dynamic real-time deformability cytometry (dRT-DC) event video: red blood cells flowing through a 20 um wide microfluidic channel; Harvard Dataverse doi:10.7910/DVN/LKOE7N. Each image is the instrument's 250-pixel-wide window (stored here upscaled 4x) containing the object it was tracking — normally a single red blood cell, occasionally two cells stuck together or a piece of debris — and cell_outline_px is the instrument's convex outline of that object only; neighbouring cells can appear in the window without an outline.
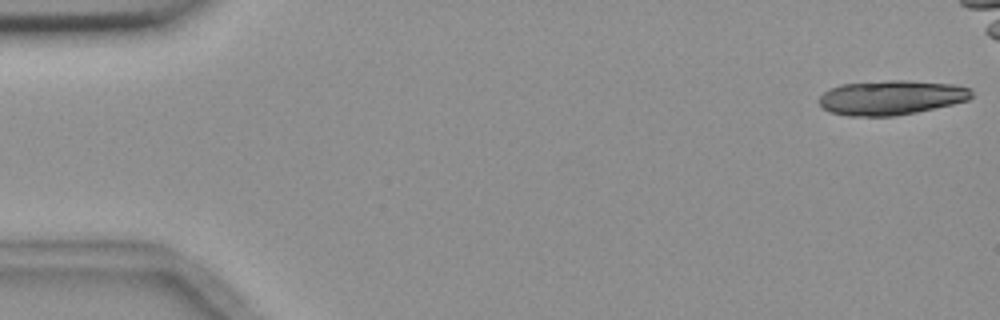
{"species": "common noctule bat (a hibernating species)", "species_latin": "Nyctalus noctula", "temperature_condition": "room temperature", "stored_images_in_passage": 8, "camera_frame_rate_fps": 3000, "um_per_image_px": 0.085, "animal": {"sex": "female", "body_mass_g": 18.4}, "frame": {"image": 1, "passage_image": 1, "time_ms": 0.0, "image_size_px": [1000, 320], "cell_outline_px": [[972, 96], [968, 100], [952, 104], [916, 112], [896, 116], [848, 116], [828, 112], [820, 104], [820, 96], [828, 88], [840, 84], [888, 80], [908, 80], [952, 84], [972, 88]], "centroid_in_image_um": [75.73, 8.29], "position_along_channel_um": 9.3, "area_um2": 30.87}}